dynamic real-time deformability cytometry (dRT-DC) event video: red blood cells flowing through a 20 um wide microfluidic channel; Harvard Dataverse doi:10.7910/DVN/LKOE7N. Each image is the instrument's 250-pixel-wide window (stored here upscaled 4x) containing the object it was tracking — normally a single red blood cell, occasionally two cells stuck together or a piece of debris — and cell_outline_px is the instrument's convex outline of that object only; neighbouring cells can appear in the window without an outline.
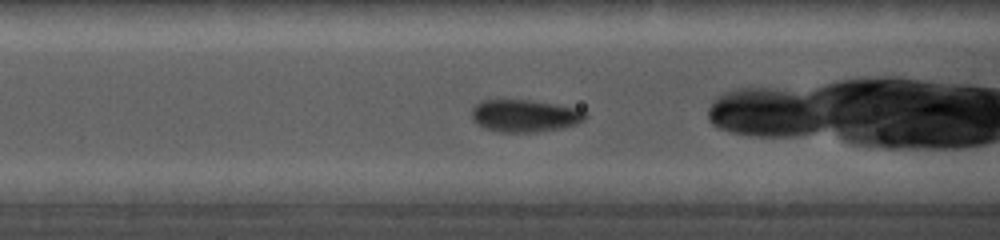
{"species": "common noctule bat (a hibernating species)", "species_latin": "Nyctalus noctula", "temperature_condition": "cold", "stored_images_in_passage": 24, "camera_frame_rate_fps": 5000, "um_per_image_px": 0.085, "animal": {"sex": "female", "body_mass_g": 19.0, "forearm_length_mm": 56.7}, "frame": {"image": 1, "passage_image": 4, "time_ms": 1.2, "image_size_px": [1000, 240], "cell_outline_px": [[588, 116], [584, 120], [576, 124], [564, 128], [536, 132], [496, 132], [484, 128], [476, 124], [472, 120], [472, 108], [476, 104], [484, 100], [528, 100], [580, 108], [588, 112]], "centroid_in_image_um": [44.63, 9.85], "position_along_channel_um": 122.0, "area_um2": 21.73}}
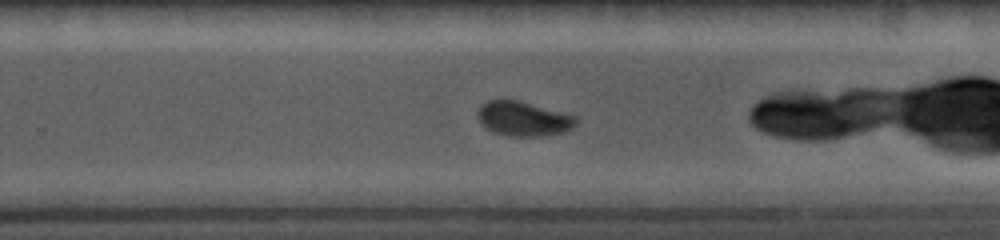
{"frame": {"image": 2, "passage_image": 14, "time_ms": 5.4, "image_size_px": [1000, 240], "cell_outline_px": [[580, 120], [572, 128], [564, 132], [540, 136], [508, 136], [492, 132], [480, 124], [476, 116], [476, 112], [488, 100], [516, 100], [576, 116]], "centroid_in_image_um": [44.47, 10.11], "position_along_channel_um": 285.3, "area_um2": 19.77}}
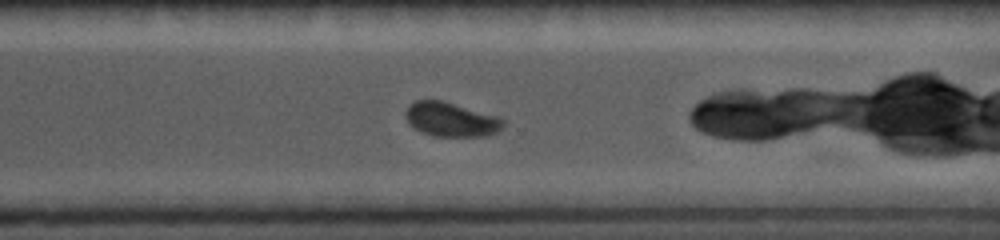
{"frame": {"image": 3, "passage_image": 17, "time_ms": 6.6, "image_size_px": [1000, 240], "cell_outline_px": [[504, 128], [488, 136], [432, 136], [420, 132], [412, 128], [408, 124], [404, 116], [404, 112], [416, 100], [440, 100], [500, 116], [504, 120]], "centroid_in_image_um": [38.34, 10.17], "position_along_channel_um": 332.3, "area_um2": 19.77}}